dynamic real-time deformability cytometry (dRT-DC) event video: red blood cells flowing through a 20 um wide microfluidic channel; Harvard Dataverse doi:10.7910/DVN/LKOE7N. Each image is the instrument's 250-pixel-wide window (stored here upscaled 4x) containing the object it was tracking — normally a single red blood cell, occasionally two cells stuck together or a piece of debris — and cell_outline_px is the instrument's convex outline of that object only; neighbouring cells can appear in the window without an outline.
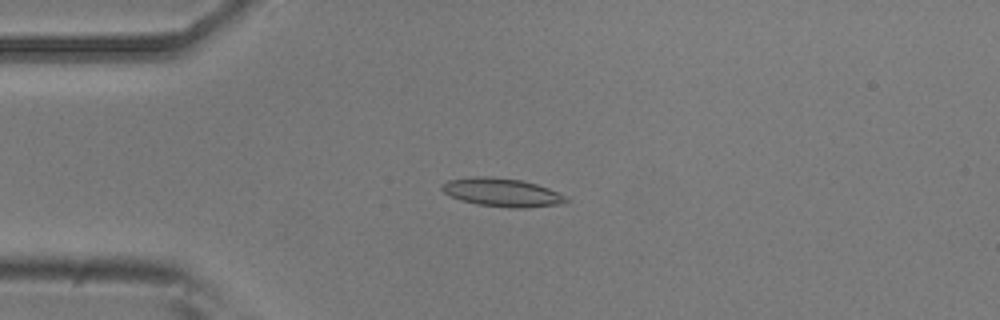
{"species": "common noctule bat (a hibernating species)", "species_latin": "Nyctalus noctula", "temperature_condition": "room temperature", "stored_images_in_passage": 5, "camera_frame_rate_fps": 3000, "um_per_image_px": 0.085, "animal": {"sex": "male", "body_mass_g": 20.5, "forearm_length_mm": 52.5}, "frame": {"image": 1, "passage_image": 3, "time_ms": 0.667, "image_size_px": [1000, 320], "cell_outline_px": [[572, 200], [560, 204], [528, 208], [508, 208], [476, 204], [460, 200], [444, 192], [440, 188], [440, 184], [448, 180], [476, 176], [488, 176], [520, 180], [536, 184], [548, 188], [568, 196]], "centroid_in_image_um": [42.7, 16.36], "position_along_channel_um": 42.3, "area_um2": 20.75}}
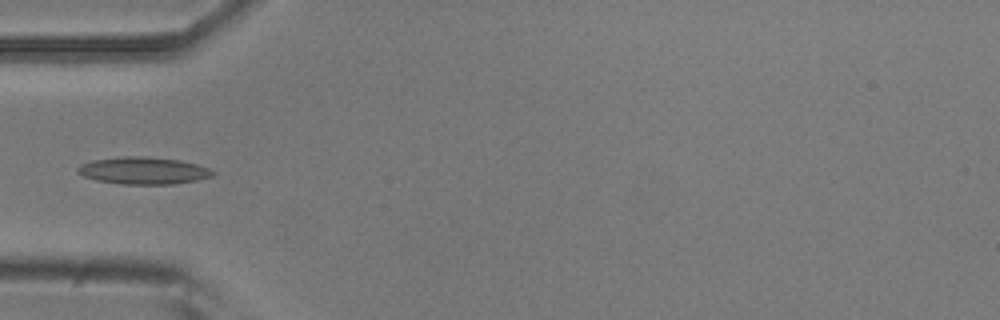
{"frame": {"image": 2, "passage_image": 4, "time_ms": 1.0, "image_size_px": [1000, 320], "cell_outline_px": [[216, 172], [212, 176], [196, 180], [172, 184], [120, 184], [96, 180], [84, 176], [76, 172], [76, 168], [80, 164], [92, 160], [124, 156], [144, 156], [180, 160], [196, 164], [208, 168]], "centroid_in_image_um": [12.15, 14.5], "position_along_channel_um": 72.8, "area_um2": 21.39}}
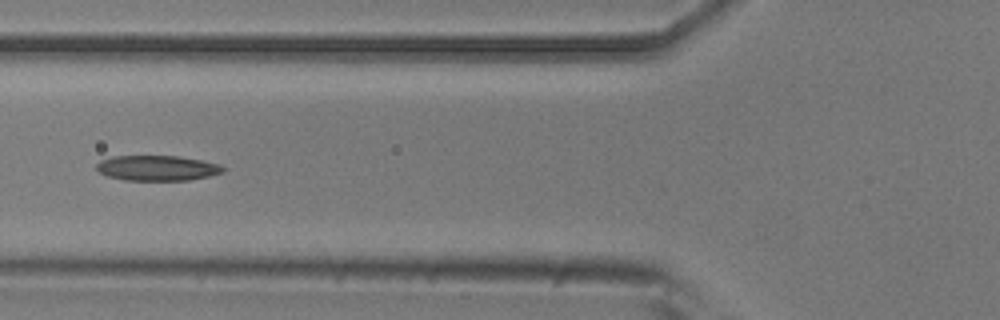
{"frame": {"image": 3, "passage_image": 5, "time_ms": 1.333, "image_size_px": [1000, 320], "cell_outline_px": [[224, 172], [208, 176], [188, 180], [124, 180], [108, 176], [100, 172], [96, 168], [96, 164], [100, 160], [112, 156], [180, 156], [220, 164], [224, 168]], "centroid_in_image_um": [13.35, 14.28], "position_along_channel_um": 112.4, "area_um2": 18.55}}